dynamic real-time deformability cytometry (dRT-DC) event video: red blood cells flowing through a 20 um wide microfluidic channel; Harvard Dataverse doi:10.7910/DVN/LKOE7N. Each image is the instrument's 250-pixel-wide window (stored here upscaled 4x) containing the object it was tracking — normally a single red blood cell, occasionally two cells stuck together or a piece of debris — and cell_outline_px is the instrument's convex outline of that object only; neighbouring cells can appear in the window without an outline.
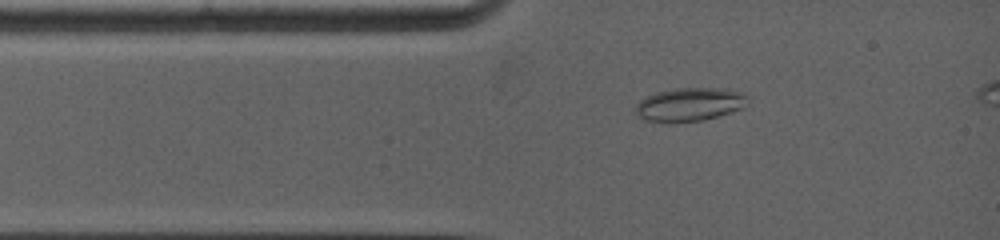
{"species": "common noctule bat (a hibernating species)", "species_latin": "Nyctalus noctula", "temperature_condition": "warm", "stored_images_in_passage": 53, "camera_frame_rate_fps": 5000, "um_per_image_px": 0.085, "animal": {"sex": "female", "body_mass_g": 19.0, "forearm_length_mm": 53.3}, "frame": {"image": 1, "passage_image": 7, "time_ms": 1.4, "image_size_px": [1000, 240], "cell_outline_px": [[748, 96], [744, 108], [704, 120], [672, 124], [644, 120], [636, 116], [632, 108], [640, 100], [656, 92], [676, 88], [728, 88], [744, 92]], "centroid_in_image_um": [58.58, 8.89], "position_along_channel_um": 26.4, "area_um2": 22.54}}
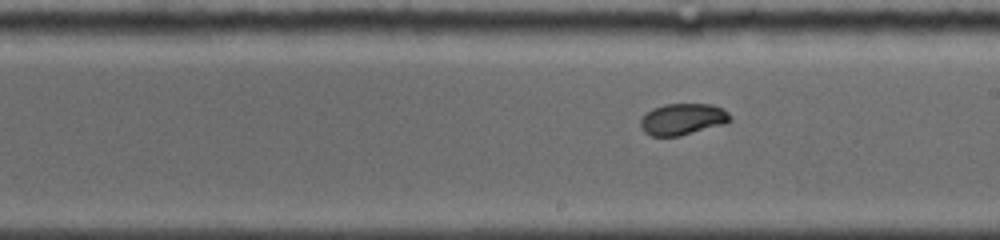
{"frame": {"image": 2, "passage_image": 28, "time_ms": 6.8, "image_size_px": [1000, 240], "cell_outline_px": [[732, 120], [724, 124], [680, 136], [652, 136], [644, 132], [640, 128], [640, 120], [652, 108], [664, 104], [712, 104], [728, 112], [732, 116]], "centroid_in_image_um": [58.03, 10.13], "position_along_channel_um": 231.0, "area_um2": 16.47}}
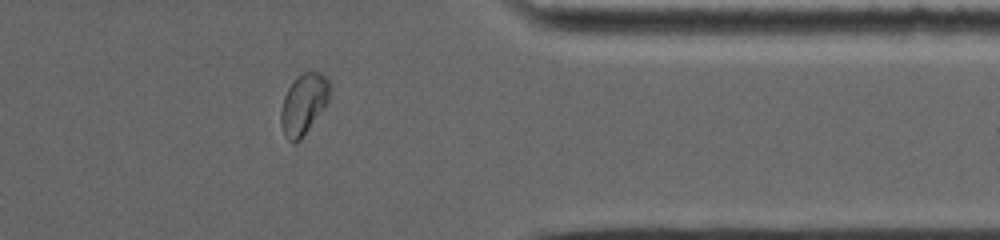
{"frame": {"image": 3, "passage_image": 45, "time_ms": 11.0, "image_size_px": [1000, 240], "cell_outline_px": [[332, 88], [328, 104], [300, 140], [296, 144], [292, 144], [284, 136], [280, 124], [280, 112], [284, 96], [288, 88], [304, 72], [320, 72], [328, 80]], "centroid_in_image_um": [25.82, 8.9], "position_along_channel_um": 385.6, "area_um2": 17.51}, "authors_computed_cell_mechanics": {"area_um2": 17.2244, "velocity_mm_per_s": 3.9669, "shape_relaxation_time_tau1_ms": 4.5593, "shape_relaxation_time_tau2_ms": null, "deformation_change_tau1": 0.1201, "deformation_change_tau2": null}}